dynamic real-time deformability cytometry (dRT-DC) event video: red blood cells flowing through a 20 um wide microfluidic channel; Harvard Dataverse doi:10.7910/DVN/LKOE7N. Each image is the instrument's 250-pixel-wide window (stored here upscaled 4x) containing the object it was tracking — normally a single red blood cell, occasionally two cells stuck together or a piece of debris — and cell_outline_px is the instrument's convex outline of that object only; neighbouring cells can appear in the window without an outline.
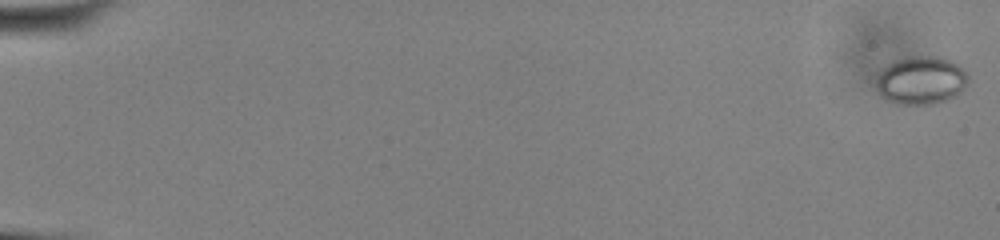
{"species": "common noctule bat (a hibernating species)", "species_latin": "Nyctalus noctula", "temperature_condition": "cold", "stored_images_in_passage": 54, "camera_frame_rate_fps": 3000, "um_per_image_px": 0.085, "animal": {"sex": "male", "body_mass_g": 13.0, "forearm_length_mm": 53.1}, "frame": {"image": 1, "passage_image": 1, "time_ms": 0.0, "image_size_px": [1000, 240], "cell_outline_px": [[968, 80], [964, 88], [956, 96], [948, 100], [936, 104], [896, 104], [880, 96], [876, 88], [876, 76], [888, 64], [896, 60], [908, 56], [936, 56], [952, 60], [968, 72]], "centroid_in_image_um": [78.3, 6.83], "position_along_channel_um": 6.7, "area_um2": 26.18}}
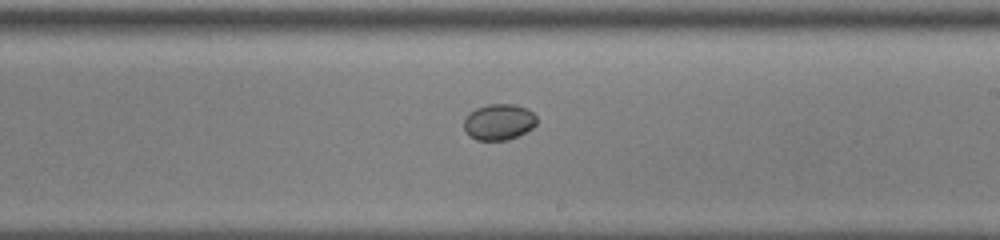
{"frame": {"image": 2, "passage_image": 34, "time_ms": 11.0, "image_size_px": [1000, 240], "cell_outline_px": [[536, 124], [532, 128], [508, 140], [476, 140], [468, 136], [464, 128], [464, 116], [468, 112], [476, 108], [488, 104], [516, 104], [528, 108], [536, 116]], "centroid_in_image_um": [42.37, 10.35], "position_along_channel_um": 246.6, "area_um2": 15.49}}
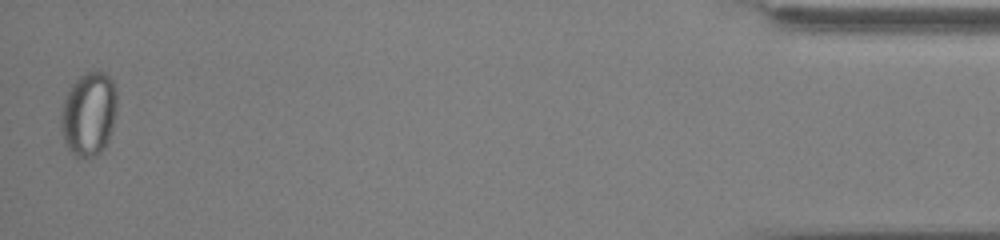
{"frame": {"image": 3, "passage_image": 54, "time_ms": 17.667, "image_size_px": [1000, 240], "cell_outline_px": [[116, 108], [112, 128], [108, 140], [104, 148], [96, 156], [84, 160], [76, 156], [64, 144], [60, 124], [60, 120], [64, 100], [72, 84], [84, 72], [104, 72], [112, 80], [116, 88]], "centroid_in_image_um": [7.54, 9.72], "position_along_channel_um": 427.7, "area_um2": 27.46}}